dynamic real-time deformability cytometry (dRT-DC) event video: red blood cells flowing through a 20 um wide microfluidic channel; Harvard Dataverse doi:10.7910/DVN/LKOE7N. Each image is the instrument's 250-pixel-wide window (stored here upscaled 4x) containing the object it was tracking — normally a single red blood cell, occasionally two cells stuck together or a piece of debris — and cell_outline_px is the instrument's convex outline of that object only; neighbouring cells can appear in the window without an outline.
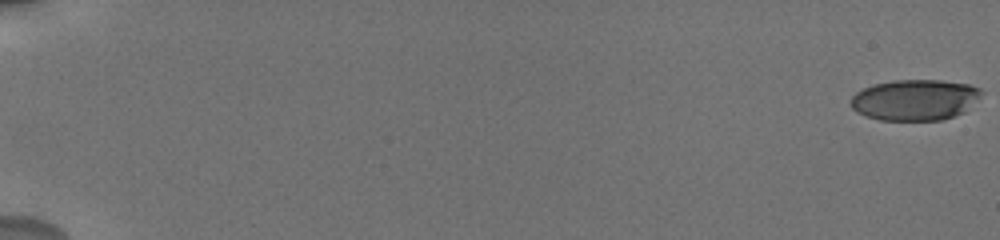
{"species": "human", "species_latin": "Homo sapiens", "temperature_condition": "cold", "stored_images_in_passage": 22, "camera_frame_rate_fps": 3000, "um_per_image_px": 0.085, "donor": {"sex": "male"}, "frame": {"image": 1, "passage_image": 1, "time_ms": 0.0, "image_size_px": [1000, 240], "cell_outline_px": [[984, 92], [964, 112], [940, 120], [880, 120], [856, 112], [852, 108], [852, 96], [856, 92], [872, 84], [892, 80], [940, 80], [968, 84], [980, 88]], "centroid_in_image_um": [77.76, 8.48], "position_along_channel_um": 7.2, "area_um2": 31.04}}
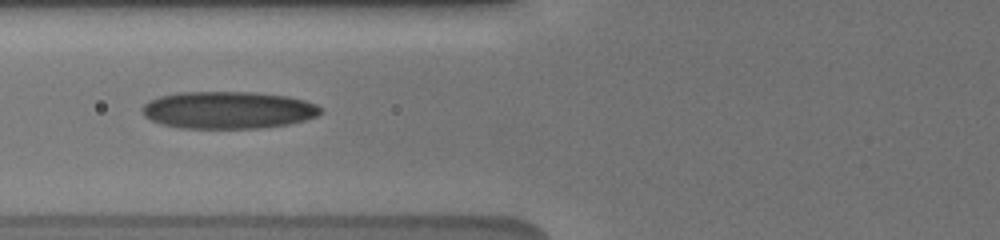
{"frame": {"image": 2, "passage_image": 12, "time_ms": 8.333, "image_size_px": [1000, 240], "cell_outline_px": [[324, 112], [316, 116], [304, 120], [288, 124], [256, 128], [180, 128], [160, 124], [144, 116], [140, 108], [148, 100], [160, 96], [180, 92], [256, 92], [288, 96], [304, 100], [316, 104], [324, 108]], "centroid_in_image_um": [19.39, 9.35], "position_along_channel_um": 106.4, "area_um2": 39.02}}
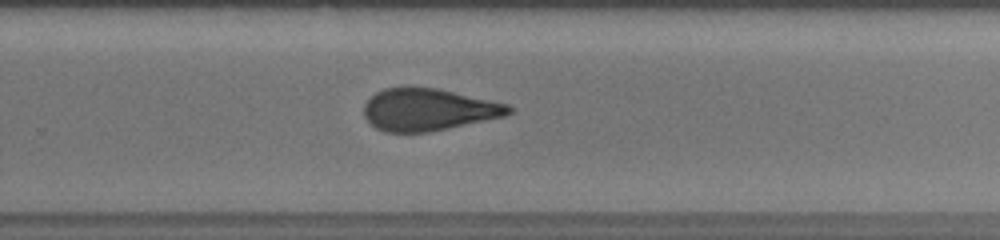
{"frame": {"image": 3, "passage_image": 17, "time_ms": 13.333, "image_size_px": [1000, 240], "cell_outline_px": [[512, 112], [504, 116], [448, 128], [428, 132], [384, 132], [376, 128], [364, 116], [364, 104], [376, 92], [384, 88], [436, 88], [508, 104], [512, 108]], "centroid_in_image_um": [36.39, 9.33], "position_along_channel_um": 293.4, "area_um2": 35.03}, "authors_computed_cell_mechanics": {"area_um2": 35.1135, "velocity_mm_per_s": 3.7467, "shape_relaxation_time_tau1_ms": 5.1252, "shape_relaxation_time_tau2_ms": 2.1399, "deformation_change_tau1": 0.1622, "deformation_change_tau2": 0.1057}}